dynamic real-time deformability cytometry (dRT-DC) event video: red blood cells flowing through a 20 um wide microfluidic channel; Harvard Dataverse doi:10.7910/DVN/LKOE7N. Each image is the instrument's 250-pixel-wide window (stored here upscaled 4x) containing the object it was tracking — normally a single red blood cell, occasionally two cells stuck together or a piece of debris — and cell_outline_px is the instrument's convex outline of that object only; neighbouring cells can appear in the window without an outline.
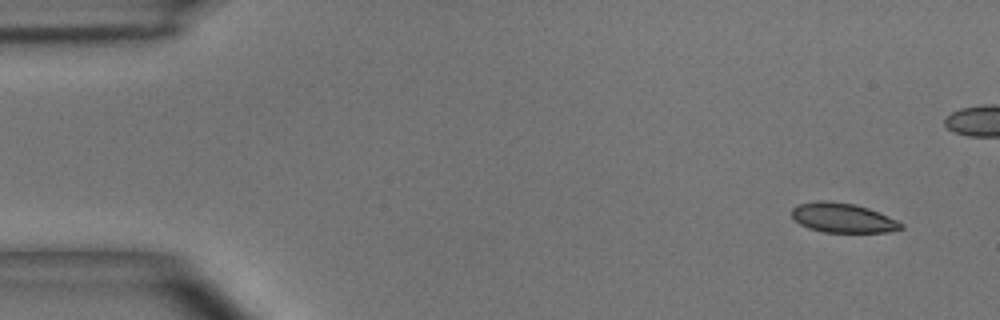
{"species": "common noctule bat (a hibernating species)", "species_latin": "Nyctalus noctula", "temperature_condition": "room temperature", "stored_images_in_passage": 6, "camera_frame_rate_fps": 3000, "um_per_image_px": 0.085, "animal": {"sex": "male", "body_mass_g": 15.6}, "frame": {"image": 1, "passage_image": 1, "time_ms": 0.0, "image_size_px": [1000, 320], "cell_outline_px": [[904, 228], [888, 232], [824, 232], [808, 228], [800, 224], [792, 216], [792, 208], [800, 204], [820, 200], [824, 200], [856, 204], [868, 208], [888, 216], [904, 224]], "centroid_in_image_um": [71.65, 18.52], "position_along_channel_um": 13.3, "area_um2": 18.73}}